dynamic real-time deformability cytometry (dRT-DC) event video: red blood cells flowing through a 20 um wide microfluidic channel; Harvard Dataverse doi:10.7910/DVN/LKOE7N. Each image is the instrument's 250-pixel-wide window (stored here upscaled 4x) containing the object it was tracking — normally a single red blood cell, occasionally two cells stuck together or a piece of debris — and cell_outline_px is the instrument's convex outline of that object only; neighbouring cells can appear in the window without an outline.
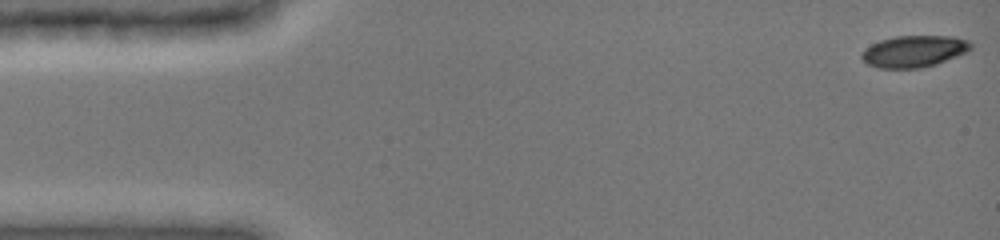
{"species": "common noctule bat (a hibernating species)", "species_latin": "Nyctalus noctula", "temperature_condition": "cold", "stored_images_in_passage": 49, "camera_frame_rate_fps": 3000, "um_per_image_px": 0.085, "animal": {"sex": "female", "body_mass_g": 19.0, "forearm_length_mm": 51.5}, "frame": {"image": 1, "passage_image": 1, "time_ms": 0.0, "image_size_px": [1000, 240], "cell_outline_px": [[972, 48], [968, 52], [936, 64], [920, 68], [880, 68], [868, 64], [860, 56], [872, 44], [880, 40], [896, 36], [952, 36], [968, 40], [972, 44]], "centroid_in_image_um": [77.74, 4.36], "position_along_channel_um": 7.3, "area_um2": 20.0}}
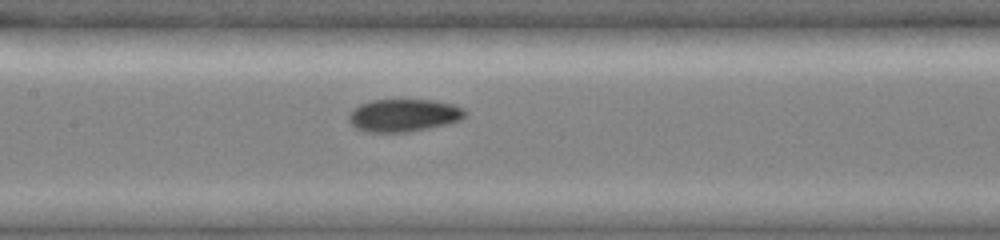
{"frame": {"image": 2, "passage_image": 23, "time_ms": 7.333, "image_size_px": [1000, 240], "cell_outline_px": [[468, 116], [460, 120], [448, 124], [408, 132], [368, 132], [356, 128], [348, 120], [348, 116], [360, 104], [372, 100], [432, 100], [452, 104], [464, 108], [468, 112]], "centroid_in_image_um": [34.37, 9.8], "position_along_channel_um": 173.0, "area_um2": 22.14}}
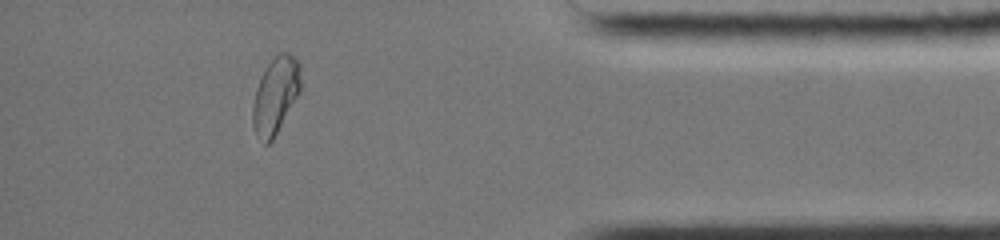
{"frame": {"image": 3, "passage_image": 43, "time_ms": 14.0, "image_size_px": [1000, 240], "cell_outline_px": [[300, 92], [272, 140], [268, 144], [264, 144], [256, 136], [252, 124], [252, 104], [256, 88], [268, 64], [280, 52], [288, 52], [296, 56], [300, 64]], "centroid_in_image_um": [23.41, 8.11], "position_along_channel_um": 411.8, "area_um2": 21.33}, "authors_computed_cell_mechanics": {"area_um2": 21.5594, "velocity_mm_per_s": 3.9303, "shape_relaxation_time_tau1_ms": 6.1766, "shape_relaxation_time_tau2_ms": 1.5042, "deformation_change_tau1": 0.1761, "deformation_change_tau2": 0.0372}}